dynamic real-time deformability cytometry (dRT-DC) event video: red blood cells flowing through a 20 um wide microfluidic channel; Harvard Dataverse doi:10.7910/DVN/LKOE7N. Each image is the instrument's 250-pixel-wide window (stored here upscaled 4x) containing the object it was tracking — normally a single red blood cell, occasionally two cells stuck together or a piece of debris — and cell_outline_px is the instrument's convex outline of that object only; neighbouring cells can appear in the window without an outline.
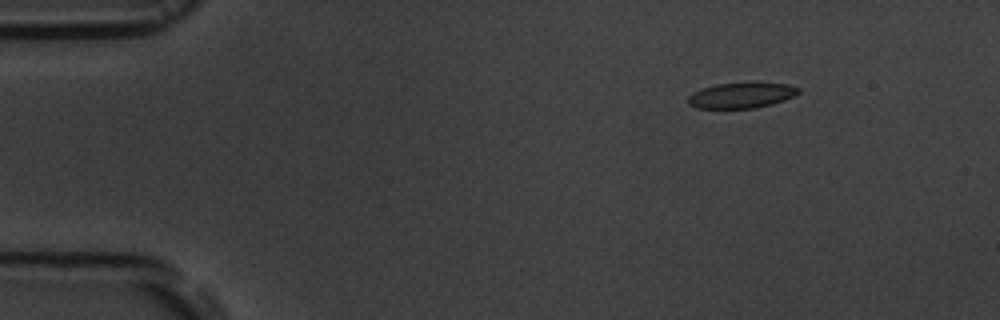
{"species": "common noctule bat (a hibernating species)", "species_latin": "Nyctalus noctula", "temperature_condition": "room temperature", "stored_images_in_passage": 5, "camera_frame_rate_fps": 3000, "um_per_image_px": 0.085, "animal": {"sex": "male", "body_mass_g": 19.5, "forearm_length_mm": 54.6}, "frame": {"image": 1, "passage_image": 1, "time_ms": 0.0, "image_size_px": [1000, 320], "cell_outline_px": [[800, 92], [784, 100], [772, 104], [756, 108], [696, 108], [688, 104], [688, 96], [692, 92], [716, 84], [752, 80], [788, 84], [800, 88]], "centroid_in_image_um": [63.04, 8.06], "position_along_channel_um": 22.0, "area_um2": 17.05}}
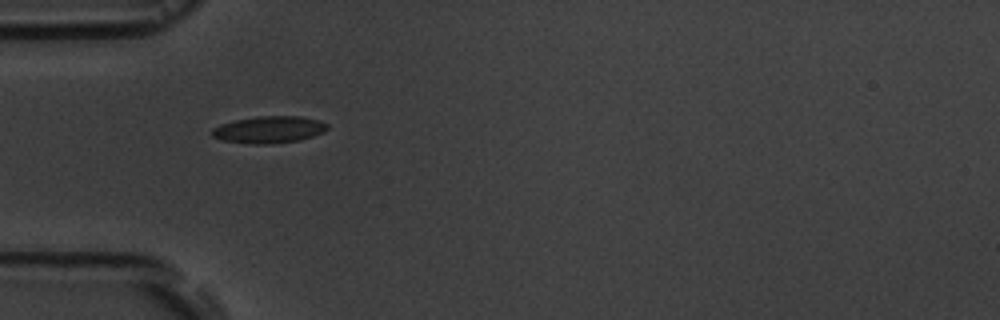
{"frame": {"image": 2, "passage_image": 4, "time_ms": 3.333, "image_size_px": [1000, 320], "cell_outline_px": [[328, 128], [324, 132], [300, 140], [272, 144], [252, 144], [224, 140], [212, 136], [212, 128], [220, 124], [236, 120], [256, 116], [300, 116], [316, 120], [328, 124]], "centroid_in_image_um": [22.87, 11.02], "position_along_channel_um": 62.1, "area_um2": 18.03}}
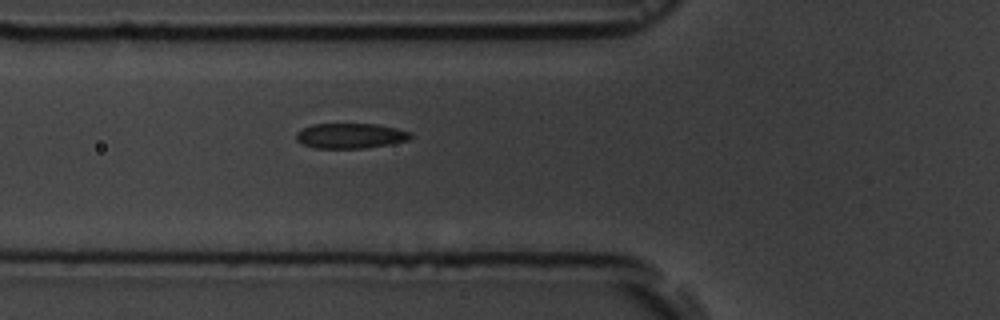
{"frame": {"image": 3, "passage_image": 5, "time_ms": 4.333, "image_size_px": [1000, 320], "cell_outline_px": [[412, 136], [408, 140], [388, 144], [364, 148], [316, 148], [304, 144], [296, 140], [296, 132], [312, 124], [376, 124], [396, 128], [412, 132]], "centroid_in_image_um": [29.79, 11.54], "position_along_channel_um": 96.0, "area_um2": 16.65}}